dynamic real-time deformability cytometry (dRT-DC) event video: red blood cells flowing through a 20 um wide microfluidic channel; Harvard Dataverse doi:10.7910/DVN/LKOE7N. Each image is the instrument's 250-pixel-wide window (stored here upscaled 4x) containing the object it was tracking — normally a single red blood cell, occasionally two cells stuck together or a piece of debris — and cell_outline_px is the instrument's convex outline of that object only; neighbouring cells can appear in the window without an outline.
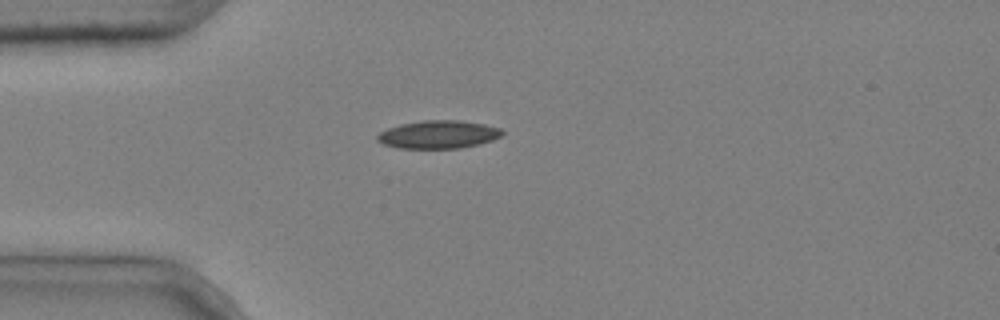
{"species": "common noctule bat (a hibernating species)", "species_latin": "Nyctalus noctula", "temperature_condition": "cold", "stored_images_in_passage": 2, "camera_frame_rate_fps": 3000, "um_per_image_px": 0.085, "animal": {"sex": "male", "body_mass_g": 20.4}, "frame": {"image": 1, "passage_image": 1, "time_ms": 0.0, "image_size_px": [1000, 320], "cell_outline_px": [[504, 132], [500, 136], [492, 140], [460, 148], [396, 148], [384, 144], [376, 140], [376, 136], [380, 132], [388, 128], [400, 124], [424, 120], [460, 120], [484, 124], [500, 128]], "centroid_in_image_um": [37.23, 11.42], "position_along_channel_um": 47.8, "area_um2": 20.29}}